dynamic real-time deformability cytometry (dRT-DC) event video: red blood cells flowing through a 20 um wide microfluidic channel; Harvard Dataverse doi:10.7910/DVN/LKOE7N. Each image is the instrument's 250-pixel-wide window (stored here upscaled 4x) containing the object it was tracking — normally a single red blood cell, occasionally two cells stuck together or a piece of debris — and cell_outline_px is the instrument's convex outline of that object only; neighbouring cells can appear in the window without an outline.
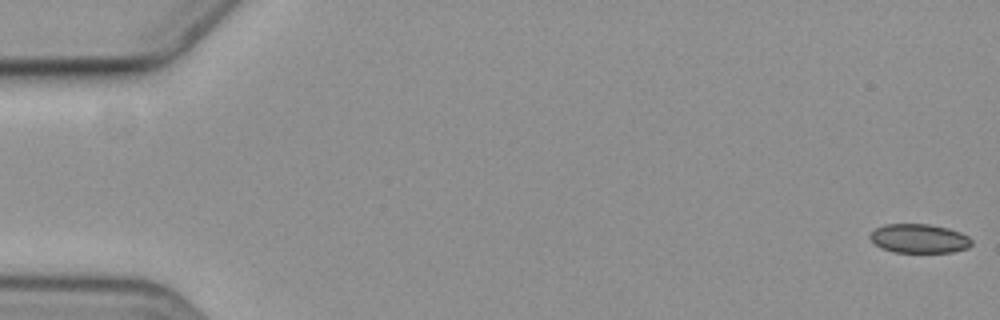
{"species": "common noctule bat (a hibernating species)", "species_latin": "Nyctalus noctula", "temperature_condition": "cold", "stored_images_in_passage": 17, "camera_frame_rate_fps": 3000, "um_per_image_px": 0.085, "animal": {"sex": "female", "body_mass_g": 19.3, "forearm_length_mm": 54.1}, "frame": {"image": 1, "passage_image": 1, "time_ms": 0.0, "image_size_px": [1000, 320], "cell_outline_px": [[972, 244], [968, 248], [952, 252], [892, 252], [880, 248], [868, 236], [876, 228], [884, 224], [928, 224], [948, 228], [960, 232], [968, 236], [972, 240]], "centroid_in_image_um": [78.13, 20.27], "position_along_channel_um": 6.9, "area_um2": 17.22}}
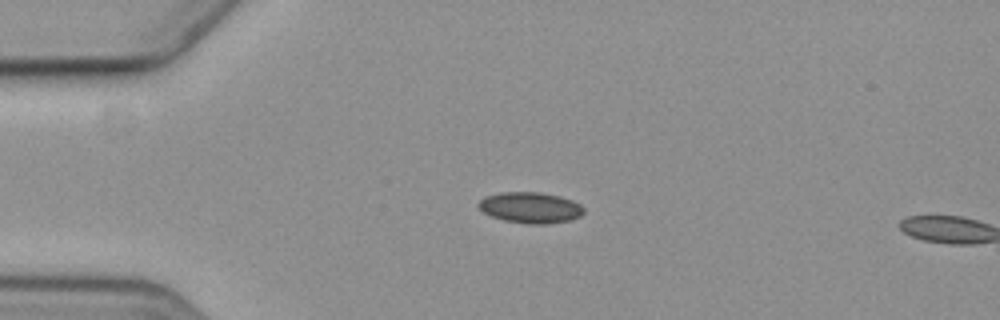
{"frame": {"image": 2, "passage_image": 15, "time_ms": 4.667, "image_size_px": [1000, 320], "cell_outline_px": [[584, 212], [580, 216], [572, 220], [548, 224], [528, 224], [504, 220], [492, 216], [484, 212], [476, 204], [484, 196], [500, 192], [540, 192], [560, 196], [572, 200], [580, 204], [584, 208]], "centroid_in_image_um": [45.1, 17.64], "position_along_channel_um": 39.9, "area_um2": 19.13}}